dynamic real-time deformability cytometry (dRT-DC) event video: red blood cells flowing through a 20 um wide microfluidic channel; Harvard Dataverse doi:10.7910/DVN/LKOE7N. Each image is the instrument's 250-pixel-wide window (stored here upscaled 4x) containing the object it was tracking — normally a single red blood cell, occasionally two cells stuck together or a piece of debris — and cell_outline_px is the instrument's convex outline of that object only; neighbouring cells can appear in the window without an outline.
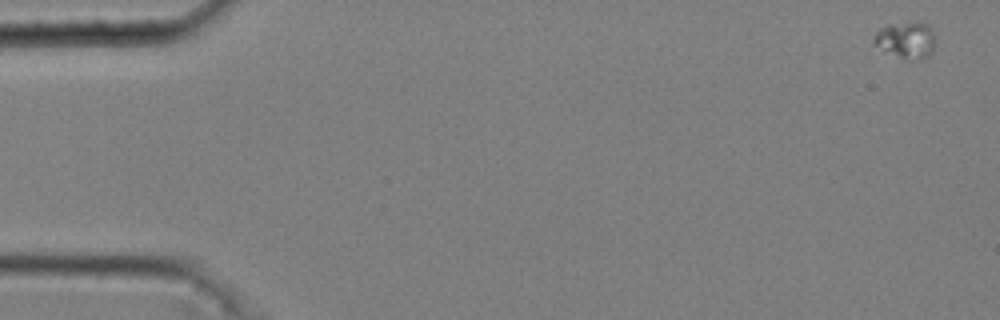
{"species": "common noctule bat (a hibernating species)", "species_latin": "Nyctalus noctula", "temperature_condition": "cold", "stored_images_in_passage": 49, "camera_frame_rate_fps": 3000, "um_per_image_px": 0.085, "animal": {"sex": "male", "body_mass_g": 20.4}, "frame": {"image": 1, "passage_image": 1, "time_ms": 0.0, "image_size_px": [1000, 320], "cell_outline_px": [[932, 52], [928, 56], [908, 60], [884, 52], [872, 44], [872, 40], [876, 32], [880, 28], [888, 24], [916, 20], [928, 24], [932, 28]], "centroid_in_image_um": [76.94, 3.37], "position_along_channel_um": 8.1, "area_um2": 13.29}}
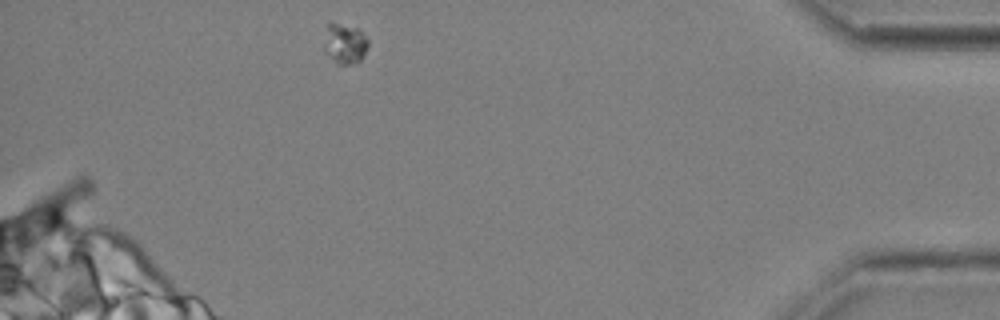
{"frame": {"image": 2, "passage_image": 49, "time_ms": 16.0, "image_size_px": [1000, 320], "cell_outline_px": [[368, 48], [364, 56], [360, 60], [348, 64], [336, 64], [324, 52], [324, 48], [328, 24], [336, 24], [356, 28], [368, 40]], "centroid_in_image_um": [29.32, 3.76], "position_along_channel_um": 405.9, "area_um2": 10.0}}